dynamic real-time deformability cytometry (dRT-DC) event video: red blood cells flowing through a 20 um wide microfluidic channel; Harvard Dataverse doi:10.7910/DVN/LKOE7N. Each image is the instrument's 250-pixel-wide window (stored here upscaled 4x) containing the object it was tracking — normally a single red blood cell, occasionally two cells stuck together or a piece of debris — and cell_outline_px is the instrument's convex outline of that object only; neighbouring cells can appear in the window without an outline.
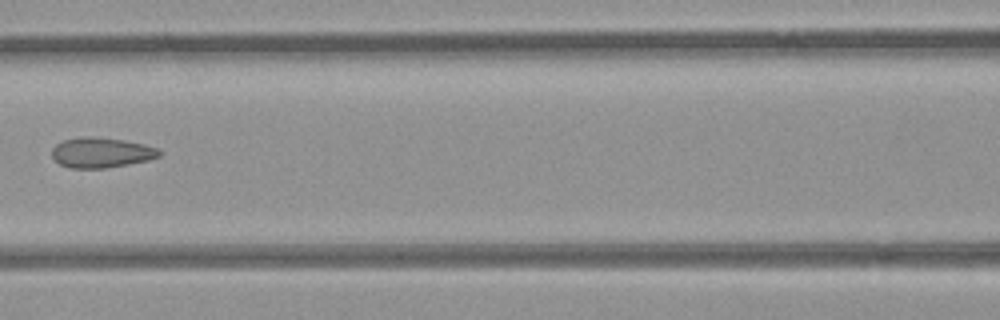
{"species": "common noctule bat (a hibernating species)", "species_latin": "Nyctalus noctula", "temperature_condition": "room temperature", "stored_images_in_passage": 6, "camera_frame_rate_fps": 3000, "um_per_image_px": 0.085, "animal": {"sex": "female", "body_mass_g": 21.9}, "frame": {"image": 1, "passage_image": 6, "time_ms": 6.0, "image_size_px": [1000, 320], "cell_outline_px": [[160, 156], [148, 160], [128, 164], [104, 168], [68, 168], [60, 164], [52, 156], [52, 148], [56, 144], [64, 140], [96, 136], [124, 140], [144, 144], [156, 148], [160, 152]], "centroid_in_image_um": [8.6, 12.97], "position_along_channel_um": 158.0, "area_um2": 18.67}}